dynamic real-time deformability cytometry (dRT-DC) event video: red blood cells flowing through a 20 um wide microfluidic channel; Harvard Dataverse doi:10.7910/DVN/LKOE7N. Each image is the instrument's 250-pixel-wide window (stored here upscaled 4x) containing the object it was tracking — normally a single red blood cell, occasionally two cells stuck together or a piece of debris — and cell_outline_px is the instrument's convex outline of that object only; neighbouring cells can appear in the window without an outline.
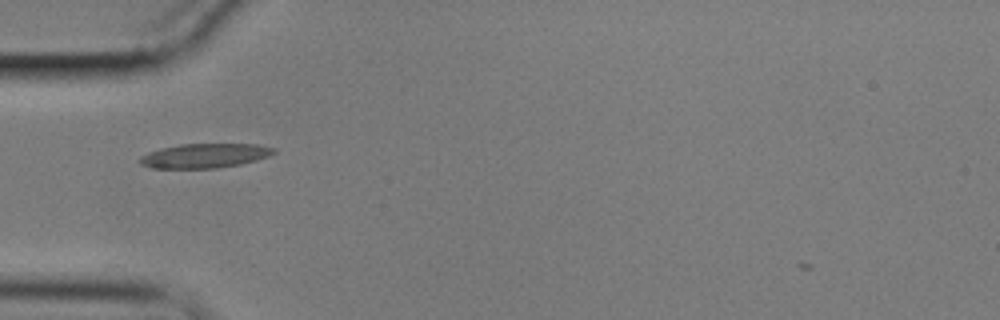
{"species": "common noctule bat (a hibernating species)", "species_latin": "Nyctalus noctula", "temperature_condition": "cold", "stored_images_in_passage": 27, "camera_frame_rate_fps": 3000, "um_per_image_px": 0.085, "animal": {"sex": "male", "body_mass_g": 17.9}, "frame": {"image": 1, "passage_image": 3, "time_ms": 0.667, "image_size_px": [1000, 320], "cell_outline_px": [[276, 152], [268, 156], [256, 160], [240, 164], [216, 168], [152, 168], [140, 164], [140, 156], [148, 152], [160, 148], [180, 144], [256, 144], [276, 148]], "centroid_in_image_um": [17.39, 13.23], "position_along_channel_um": 67.6, "area_um2": 19.02}}
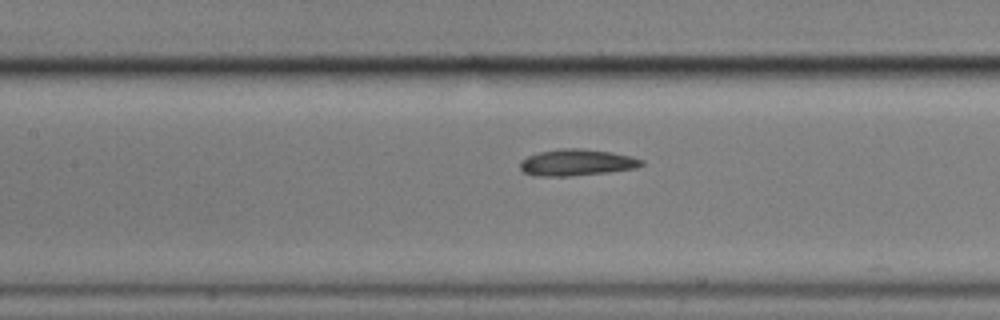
{"frame": {"image": 2, "passage_image": 11, "time_ms": 3.333, "image_size_px": [1000, 320], "cell_outline_px": [[644, 164], [636, 168], [608, 172], [568, 176], [536, 176], [524, 172], [520, 168], [520, 160], [528, 156], [540, 152], [560, 148], [580, 148], [612, 152], [632, 156], [644, 160]], "centroid_in_image_um": [49.04, 13.81], "position_along_channel_um": 158.4, "area_um2": 18.79}}
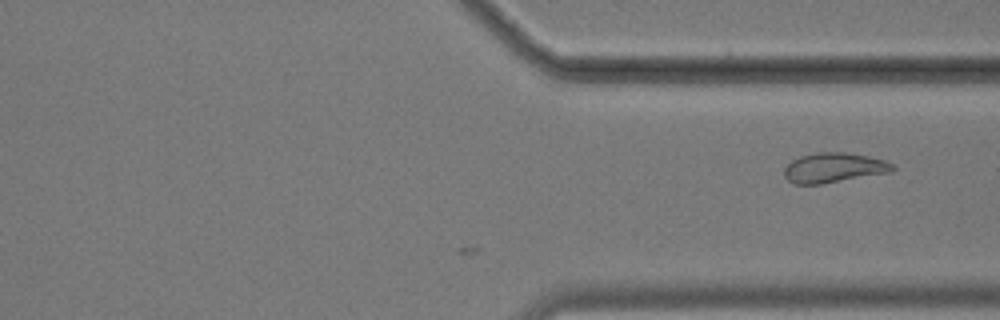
{"frame": {"image": 3, "passage_image": 27, "time_ms": 8.667, "image_size_px": [1000, 320], "cell_outline_px": [[896, 168], [892, 172], [820, 184], [796, 184], [788, 180], [784, 176], [784, 168], [792, 160], [800, 156], [816, 152], [844, 152], [868, 156], [888, 160]], "centroid_in_image_um": [70.9, 14.25], "position_along_channel_um": 340.5, "area_um2": 18.9}}